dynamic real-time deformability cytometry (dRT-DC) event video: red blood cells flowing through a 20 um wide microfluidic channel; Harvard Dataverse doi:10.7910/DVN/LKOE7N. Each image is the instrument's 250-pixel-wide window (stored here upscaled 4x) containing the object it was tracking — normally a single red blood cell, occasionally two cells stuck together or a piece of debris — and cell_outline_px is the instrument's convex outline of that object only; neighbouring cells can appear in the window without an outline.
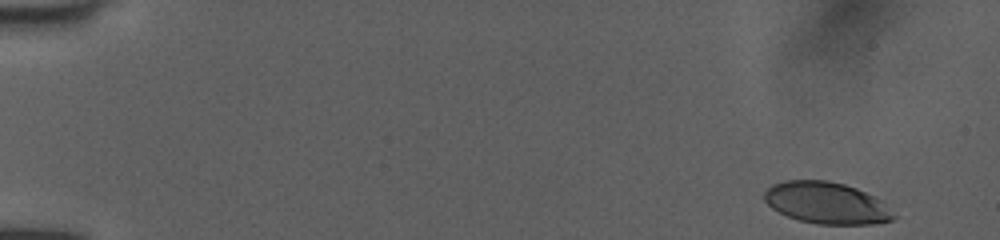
{"species": "human", "species_latin": "Homo sapiens", "temperature_condition": "room temperature", "stored_images_in_passage": 49, "camera_frame_rate_fps": 3000, "um_per_image_px": 0.085, "donor": {"sex": "female"}, "frame": {"image": 1, "passage_image": 1, "time_ms": 0.0, "image_size_px": [1000, 240], "cell_outline_px": [[896, 216], [892, 220], [872, 224], [816, 224], [800, 220], [788, 216], [772, 208], [764, 200], [764, 192], [772, 184], [784, 180], [828, 180], [844, 184], [856, 188], [876, 196]], "centroid_in_image_um": [70.24, 17.24], "position_along_channel_um": 14.8, "area_um2": 31.33}}
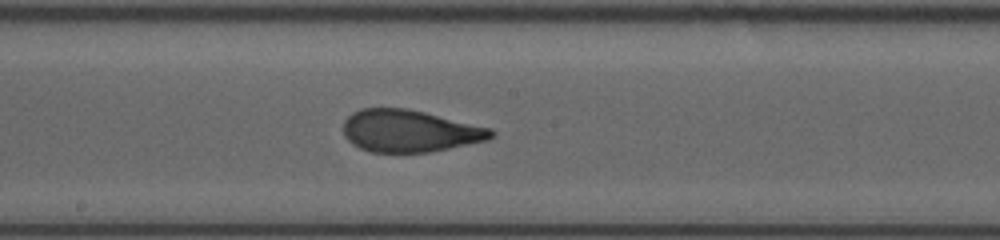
{"frame": {"image": 2, "passage_image": 27, "time_ms": 8.667, "image_size_px": [1000, 240], "cell_outline_px": [[496, 136], [488, 140], [428, 152], [368, 152], [352, 144], [344, 136], [344, 120], [352, 112], [360, 108], [408, 108], [492, 128], [496, 132]], "centroid_in_image_um": [34.82, 11.12], "position_along_channel_um": 213.4, "area_um2": 36.47}}
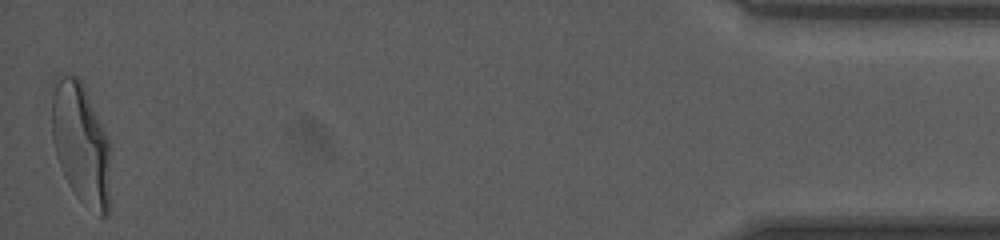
{"frame": {"image": 3, "passage_image": 49, "time_ms": 16.0, "image_size_px": [1000, 240], "cell_outline_px": [[112, 148], [108, 216], [100, 216], [72, 188], [64, 176], [56, 156], [52, 136], [52, 96], [56, 84], [60, 76], [76, 76], [80, 80], [108, 136]], "centroid_in_image_um": [6.93, 12.22], "position_along_channel_um": 428.3, "area_um2": 41.04}, "authors_computed_cell_mechanics": {"area_um2": 36.5296, "velocity_mm_per_s": 4.0426, "shape_relaxation_time_tau1_ms": 5.9627, "shape_relaxation_time_tau2_ms": 0.7656, "deformation_change_tau1": 0.2376, "deformation_change_tau2": 0.0672}}